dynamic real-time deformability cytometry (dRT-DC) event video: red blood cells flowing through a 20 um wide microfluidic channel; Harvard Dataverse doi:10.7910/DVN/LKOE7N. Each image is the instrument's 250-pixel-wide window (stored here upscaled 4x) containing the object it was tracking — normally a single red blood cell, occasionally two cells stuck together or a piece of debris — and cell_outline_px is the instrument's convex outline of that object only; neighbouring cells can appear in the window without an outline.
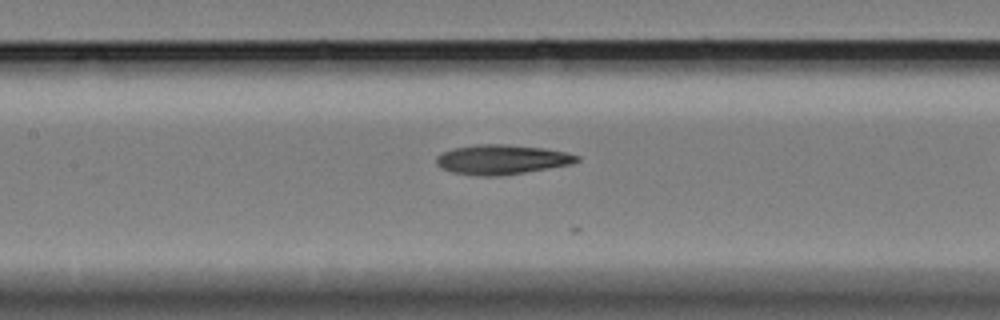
{"species": "Egyptian fruit bat (a non-hibernating species)", "species_latin": "Rousettus aegyptiacus", "temperature_condition": "cold", "stored_images_in_passage": 12, "camera_frame_rate_fps": 3000, "um_per_image_px": 0.085, "animal": {"sex": "female"}, "frame": {"image": 1, "passage_image": 10, "time_ms": 3.0, "image_size_px": [1000, 320], "cell_outline_px": [[580, 160], [572, 164], [524, 172], [496, 176], [480, 176], [452, 172], [436, 164], [436, 156], [452, 148], [476, 144], [504, 144], [544, 148], [564, 152], [580, 156]], "centroid_in_image_um": [42.64, 13.55], "position_along_channel_um": 164.8, "area_um2": 24.1}}